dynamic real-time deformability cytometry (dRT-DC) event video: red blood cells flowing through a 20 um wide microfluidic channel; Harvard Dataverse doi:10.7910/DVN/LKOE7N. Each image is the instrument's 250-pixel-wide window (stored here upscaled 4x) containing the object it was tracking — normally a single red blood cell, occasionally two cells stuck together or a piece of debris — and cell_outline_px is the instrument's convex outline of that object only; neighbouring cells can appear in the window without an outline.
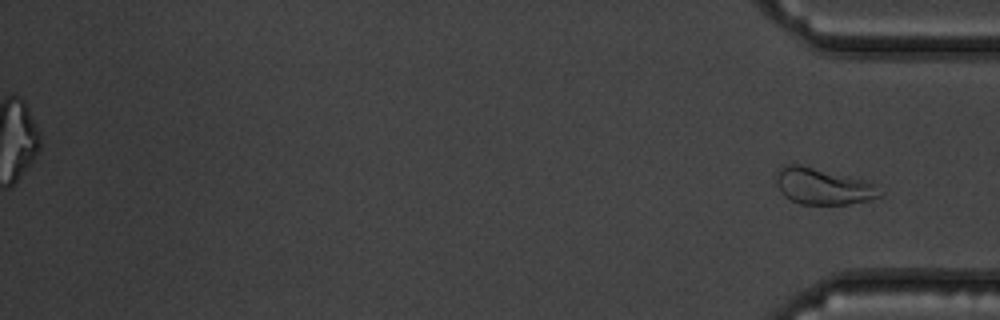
{"species": "common noctule bat (a hibernating species)", "species_latin": "Nyctalus noctula", "temperature_condition": "warm", "stored_images_in_passage": 37, "segment_of_instrument_passage": [2, 2], "camera_frame_rate_fps": 3000, "um_per_image_px": 0.085, "animal": {"sex": "male", "body_mass_g": 19.5, "forearm_length_mm": 54.6}, "frame": {"image": 1, "passage_image": 37, "time_ms": 12.0, "image_size_px": [1000, 320], "cell_outline_px": [[884, 196], [868, 200], [848, 204], [800, 204], [784, 196], [780, 192], [776, 184], [776, 172], [784, 164], [800, 164], [864, 180], [876, 184], [884, 192]], "centroid_in_image_um": [69.97, 15.84], "position_along_channel_um": 365.2, "area_um2": 22.14}}